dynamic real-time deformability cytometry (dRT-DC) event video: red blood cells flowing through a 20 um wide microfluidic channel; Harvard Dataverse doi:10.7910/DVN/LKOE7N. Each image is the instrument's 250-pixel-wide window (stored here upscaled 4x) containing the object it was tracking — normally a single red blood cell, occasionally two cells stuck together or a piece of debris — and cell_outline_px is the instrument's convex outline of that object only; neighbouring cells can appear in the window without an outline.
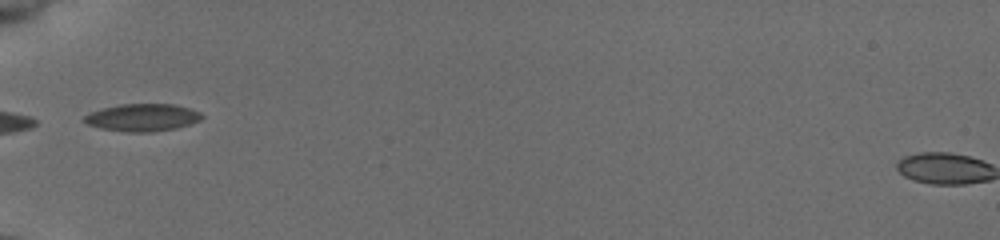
{"species": "common noctule bat (a hibernating species)", "species_latin": "Nyctalus noctula", "temperature_condition": "cold", "stored_images_in_passage": 34, "camera_frame_rate_fps": 3000, "um_per_image_px": 0.085, "animal": {"sex": "female", "body_mass_g": 19.5, "forearm_length_mm": 54.1}, "frame": {"image": 1, "passage_image": 1, "time_ms": 0.0, "image_size_px": [1000, 240], "cell_outline_px": [[204, 116], [200, 120], [176, 128], [152, 132], [124, 132], [100, 128], [88, 124], [84, 120], [84, 116], [100, 108], [120, 104], [176, 104], [200, 112]], "centroid_in_image_um": [12.1, 9.98], "position_along_channel_um": 72.9, "area_um2": 18.79}}
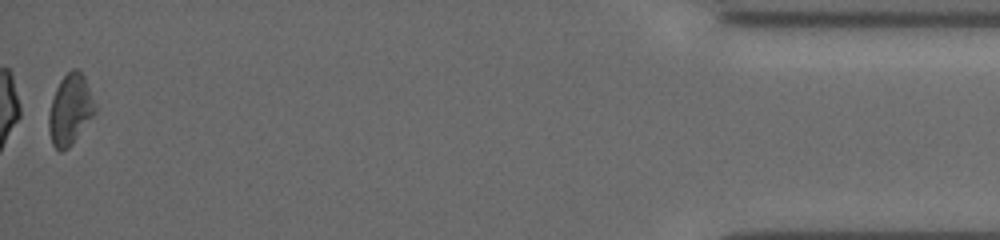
{"frame": {"image": 2, "passage_image": 34, "time_ms": 11.0, "image_size_px": [1000, 240], "cell_outline_px": [[96, 112], [72, 144], [68, 148], [60, 152], [52, 144], [48, 128], [48, 112], [56, 88], [60, 80], [72, 68], [76, 68], [84, 76], [96, 104]], "centroid_in_image_um": [5.96, 9.32], "position_along_channel_um": 429.2, "area_um2": 19.02}, "authors_computed_cell_mechanics": {"area_um2": 18.6116, "velocity_mm_per_s": 3.93, "shape_relaxation_time_tau1_ms": 10.2321, "shape_relaxation_time_tau2_ms": 7.2243, "deformation_change_tau1": 0.159, "deformation_change_tau2": 0.1267}}